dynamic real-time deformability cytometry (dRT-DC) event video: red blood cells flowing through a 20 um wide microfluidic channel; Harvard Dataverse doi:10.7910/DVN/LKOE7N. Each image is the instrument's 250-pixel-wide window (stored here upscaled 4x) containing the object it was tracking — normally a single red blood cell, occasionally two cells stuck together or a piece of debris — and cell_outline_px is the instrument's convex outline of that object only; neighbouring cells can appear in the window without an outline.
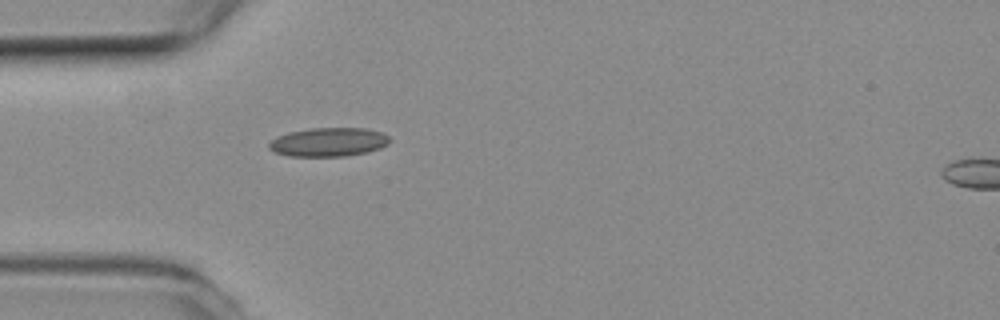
{"species": "common noctule bat (a hibernating species)", "species_latin": "Nyctalus noctula", "temperature_condition": "room temperature", "stored_images_in_passage": 2, "camera_frame_rate_fps": 3000, "um_per_image_px": 0.085, "animal": {"sex": "female", "body_mass_g": 19.3, "forearm_length_mm": 54.1}, "frame": {"image": 1, "passage_image": 1, "time_ms": 0.0, "image_size_px": [1000, 320], "cell_outline_px": [[392, 140], [388, 144], [380, 148], [368, 152], [344, 156], [288, 156], [276, 152], [268, 148], [268, 144], [276, 136], [288, 132], [312, 128], [364, 128], [384, 132]], "centroid_in_image_um": [27.95, 12.07], "position_along_channel_um": 57.0, "area_um2": 20.4}}